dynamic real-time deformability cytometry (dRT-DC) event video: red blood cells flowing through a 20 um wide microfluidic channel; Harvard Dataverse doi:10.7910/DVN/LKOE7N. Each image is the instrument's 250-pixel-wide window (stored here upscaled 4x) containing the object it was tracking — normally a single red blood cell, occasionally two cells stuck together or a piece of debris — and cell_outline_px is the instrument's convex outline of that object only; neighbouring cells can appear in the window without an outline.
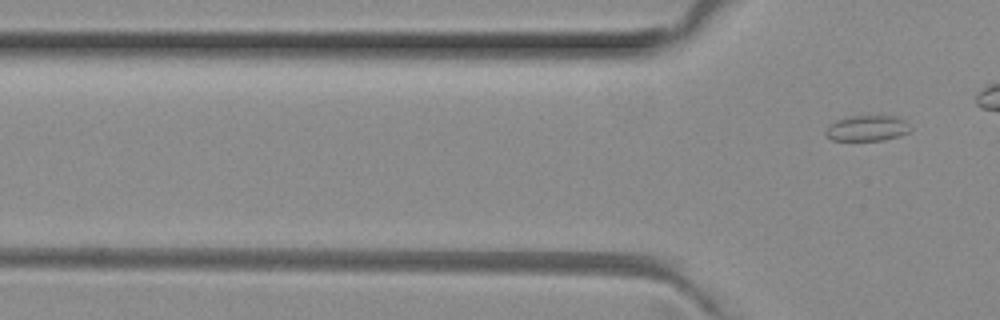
{"species": "common noctule bat (a hibernating species)", "species_latin": "Nyctalus noctula", "temperature_condition": "room temperature", "stored_images_in_passage": 6, "camera_frame_rate_fps": 3000, "um_per_image_px": 0.085, "animal": {"sex": "female", "body_mass_g": 29.2, "forearm_length_mm": 56.3}, "frame": {"image": 1, "passage_image": 6, "time_ms": 1.667, "image_size_px": [1000, 320], "cell_outline_px": [[912, 128], [908, 132], [900, 136], [884, 140], [832, 140], [824, 132], [836, 120], [848, 116], [896, 116], [904, 120]], "centroid_in_image_um": [73.74, 10.9], "position_along_channel_um": 52.1, "area_um2": 12.54}}